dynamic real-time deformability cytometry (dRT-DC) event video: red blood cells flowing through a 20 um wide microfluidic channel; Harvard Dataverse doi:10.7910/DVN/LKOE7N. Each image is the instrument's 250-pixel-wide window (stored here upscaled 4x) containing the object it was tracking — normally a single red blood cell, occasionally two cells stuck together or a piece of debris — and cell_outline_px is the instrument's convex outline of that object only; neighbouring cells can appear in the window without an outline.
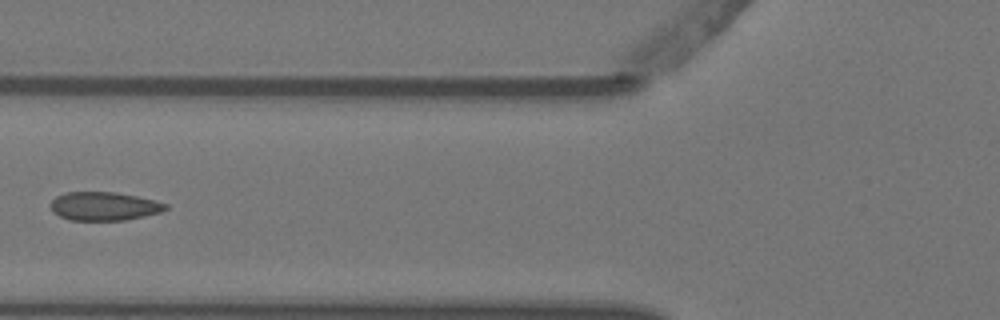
{"species": "Egyptian fruit bat (a non-hibernating species)", "species_latin": "Rousettus aegyptiacus", "temperature_condition": "warm", "stored_images_in_passage": 6, "camera_frame_rate_fps": 3000, "um_per_image_px": 0.085, "animal": {"sex": "female"}, "frame": {"image": 1, "passage_image": 6, "time_ms": 1.667, "image_size_px": [1000, 320], "cell_outline_px": [[168, 208], [160, 212], [144, 216], [124, 220], [68, 220], [52, 212], [52, 200], [56, 196], [64, 192], [116, 192], [136, 196], [168, 204]], "centroid_in_image_um": [8.83, 17.52], "position_along_channel_um": 117.0, "area_um2": 19.02}}